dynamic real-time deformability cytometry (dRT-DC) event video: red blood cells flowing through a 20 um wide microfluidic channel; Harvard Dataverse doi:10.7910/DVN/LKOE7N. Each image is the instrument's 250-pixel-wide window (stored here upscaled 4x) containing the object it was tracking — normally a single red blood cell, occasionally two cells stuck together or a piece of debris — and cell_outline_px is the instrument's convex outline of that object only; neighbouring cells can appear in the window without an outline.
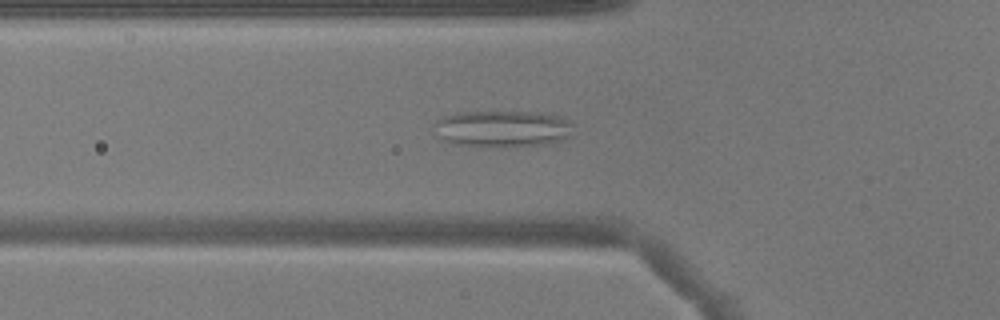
{"species": "common noctule bat (a hibernating species)", "species_latin": "Nyctalus noctula", "temperature_condition": "warm", "stored_images_in_passage": 50, "camera_frame_rate_fps": 3000, "um_per_image_px": 0.085, "animal": {"sex": "male", "body_mass_g": 17.9}, "frame": {"image": 1, "passage_image": 17, "time_ms": 5.333, "image_size_px": [1000, 320], "cell_outline_px": [[572, 124], [568, 136], [560, 140], [544, 144], [504, 148], [496, 148], [452, 144], [436, 136], [436, 120], [440, 116], [456, 112], [544, 112], [560, 116]], "centroid_in_image_um": [42.65, 10.95], "position_along_channel_um": 83.2, "area_um2": 30.11}}
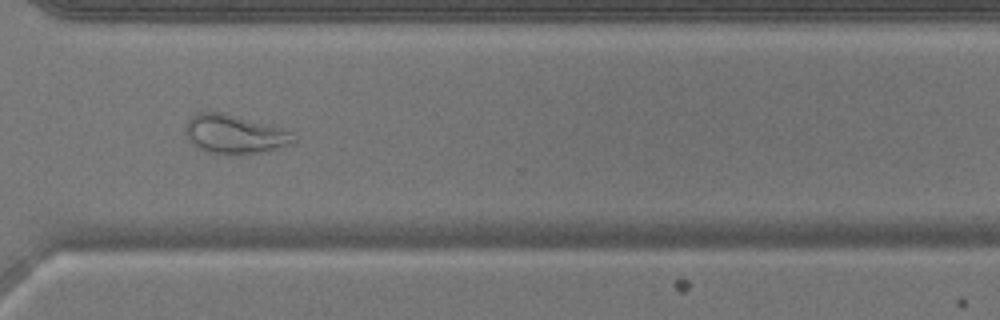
{"frame": {"image": 2, "passage_image": 37, "time_ms": 12.0, "image_size_px": [1000, 320], "cell_outline_px": [[296, 140], [288, 144], [268, 152], [236, 156], [228, 156], [208, 152], [196, 148], [188, 140], [184, 132], [184, 124], [196, 112], [220, 112], [292, 132]], "centroid_in_image_um": [19.85, 11.46], "position_along_channel_um": 350.8, "area_um2": 24.68}}
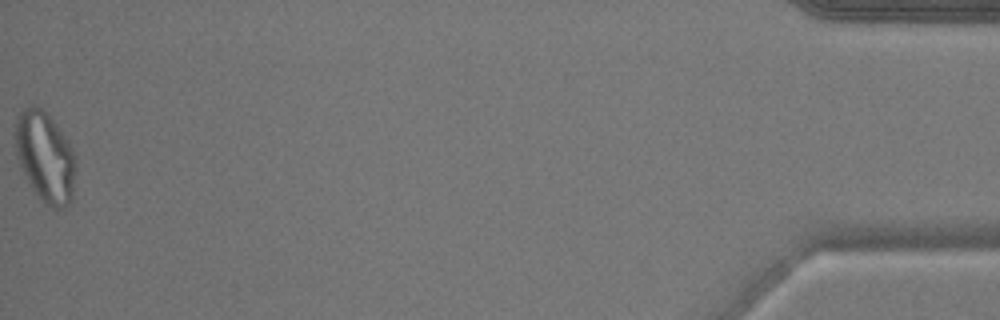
{"frame": {"image": 3, "passage_image": 50, "time_ms": 16.333, "image_size_px": [1000, 320], "cell_outline_px": [[76, 168], [72, 200], [64, 208], [56, 212], [44, 204], [32, 188], [20, 168], [16, 156], [16, 120], [20, 112], [24, 108], [32, 104], [40, 108], [52, 120], [68, 140], [72, 148], [76, 164]], "centroid_in_image_um": [3.85, 13.41], "position_along_channel_um": 431.3, "area_um2": 32.02}}